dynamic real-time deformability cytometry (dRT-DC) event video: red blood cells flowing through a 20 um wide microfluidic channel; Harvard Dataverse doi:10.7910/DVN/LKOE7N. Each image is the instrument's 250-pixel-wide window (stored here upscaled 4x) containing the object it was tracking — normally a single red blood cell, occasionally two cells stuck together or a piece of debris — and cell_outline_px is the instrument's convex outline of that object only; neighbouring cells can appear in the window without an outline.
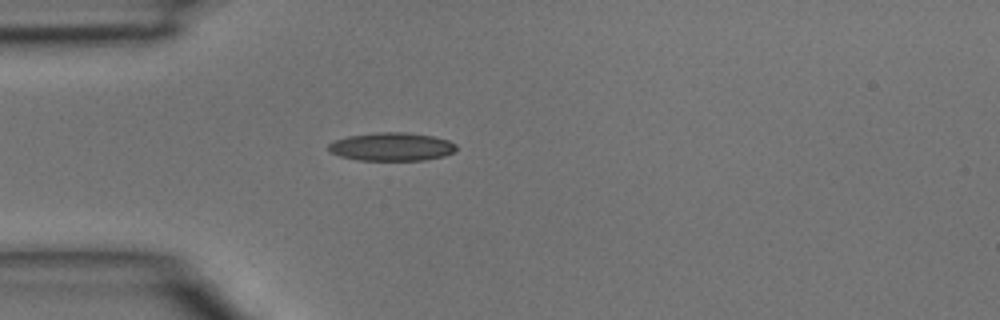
{"species": "common noctule bat (a hibernating species)", "species_latin": "Nyctalus noctula", "temperature_condition": "room temperature", "stored_images_in_passage": 2, "camera_frame_rate_fps": 3000, "um_per_image_px": 0.085, "animal": {"sex": "male", "body_mass_g": 15.6}, "frame": {"image": 1, "passage_image": 2, "time_ms": 0.333, "image_size_px": [1000, 320], "cell_outline_px": [[456, 148], [452, 152], [444, 156], [424, 160], [356, 160], [340, 156], [328, 152], [328, 144], [336, 140], [348, 136], [376, 132], [404, 132], [432, 136], [448, 140], [456, 144]], "centroid_in_image_um": [33.26, 12.47], "position_along_channel_um": 51.7, "area_um2": 21.04}}